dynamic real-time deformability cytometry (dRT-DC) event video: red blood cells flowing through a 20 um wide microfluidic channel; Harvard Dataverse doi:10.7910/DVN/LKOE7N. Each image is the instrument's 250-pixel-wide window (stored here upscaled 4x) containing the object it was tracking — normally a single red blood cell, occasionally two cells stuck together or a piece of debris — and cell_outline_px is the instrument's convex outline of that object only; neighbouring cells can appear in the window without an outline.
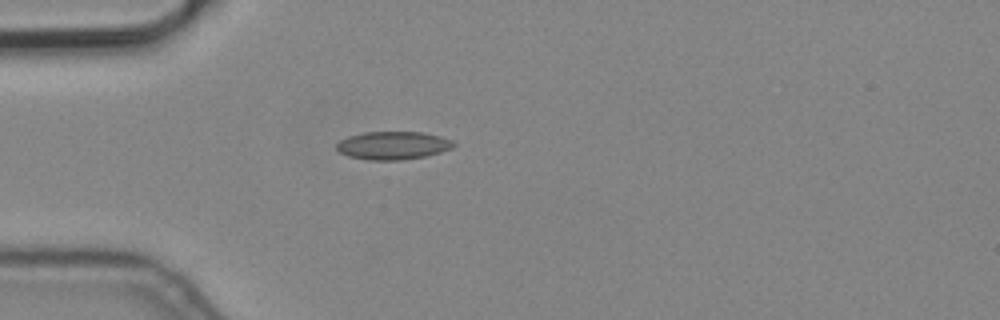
{"species": "common noctule bat (a hibernating species)", "species_latin": "Nyctalus noctula", "temperature_condition": "cold", "stored_images_in_passage": 1, "camera_frame_rate_fps": 3000, "um_per_image_px": 0.085, "animal": {"sex": "male", "body_mass_g": 19.2, "forearm_length_mm": 51.8}, "frame": {"image": 1, "passage_image": 1, "time_ms": 0.0, "image_size_px": [1000, 320], "cell_outline_px": [[456, 144], [452, 148], [440, 152], [424, 156], [400, 160], [368, 160], [348, 156], [340, 152], [336, 148], [336, 144], [340, 140], [348, 136], [364, 132], [424, 132], [440, 136], [452, 140]], "centroid_in_image_um": [33.39, 12.36], "position_along_channel_um": 51.6, "area_um2": 19.13}}